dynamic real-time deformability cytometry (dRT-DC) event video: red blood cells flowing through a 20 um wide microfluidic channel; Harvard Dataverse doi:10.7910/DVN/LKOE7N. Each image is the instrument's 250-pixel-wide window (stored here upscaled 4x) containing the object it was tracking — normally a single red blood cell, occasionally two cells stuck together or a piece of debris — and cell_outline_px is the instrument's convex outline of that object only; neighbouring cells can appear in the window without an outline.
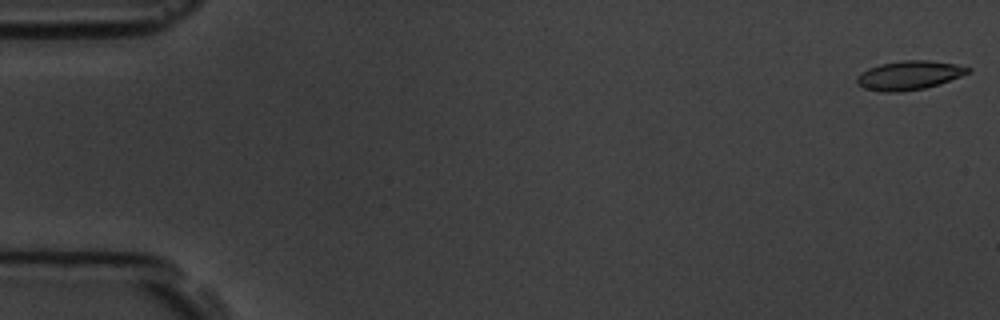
{"species": "common noctule bat (a hibernating species)", "species_latin": "Nyctalus noctula", "temperature_condition": "room temperature", "stored_images_in_passage": 5, "camera_frame_rate_fps": 3000, "um_per_image_px": 0.085, "animal": {"sex": "male", "body_mass_g": 19.5, "forearm_length_mm": 54.6}, "frame": {"image": 1, "passage_image": 1, "time_ms": 0.0, "image_size_px": [1000, 320], "cell_outline_px": [[972, 68], [968, 72], [960, 76], [940, 84], [924, 88], [900, 92], [880, 92], [864, 88], [856, 84], [856, 76], [860, 72], [868, 68], [880, 64], [904, 60], [928, 60], [956, 64]], "centroid_in_image_um": [77.22, 6.4], "position_along_channel_um": 7.8, "area_um2": 18.84}}